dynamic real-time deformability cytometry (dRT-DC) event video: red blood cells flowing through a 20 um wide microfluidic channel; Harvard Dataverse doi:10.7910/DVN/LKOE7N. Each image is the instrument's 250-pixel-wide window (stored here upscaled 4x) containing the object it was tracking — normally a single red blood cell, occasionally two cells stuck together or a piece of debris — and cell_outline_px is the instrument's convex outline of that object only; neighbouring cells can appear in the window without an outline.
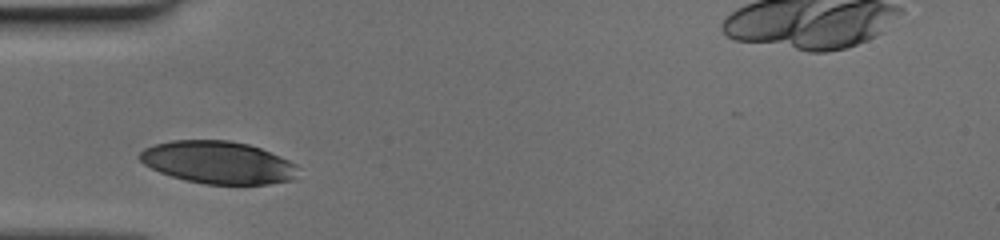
{"species": "human", "species_latin": "Homo sapiens", "temperature_condition": "cold", "stored_images_in_passage": 24, "camera_frame_rate_fps": 3000, "um_per_image_px": 0.085, "donor": {"sex": "female"}, "frame": {"image": 1, "passage_image": 1, "time_ms": 0.0, "image_size_px": [1000, 240], "cell_outline_px": [[296, 164], [292, 180], [268, 184], [204, 184], [184, 180], [160, 172], [144, 164], [136, 156], [144, 148], [156, 144], [172, 140], [228, 140], [248, 144], [260, 148], [280, 156]], "centroid_in_image_um": [18.48, 13.8], "position_along_channel_um": 66.5, "area_um2": 38.96}}
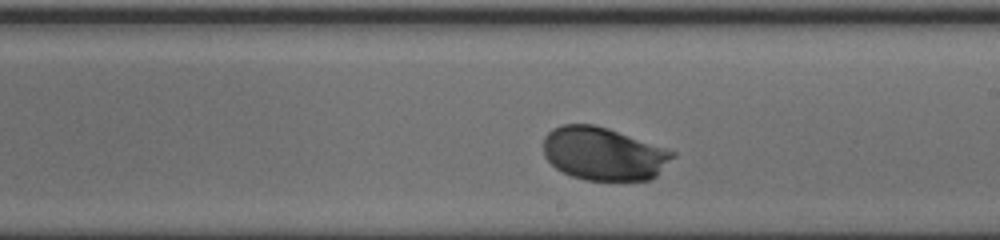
{"frame": {"image": 2, "passage_image": 14, "time_ms": 4.333, "image_size_px": [1000, 240], "cell_outline_px": [[676, 156], [652, 180], [584, 180], [572, 176], [556, 168], [544, 156], [544, 136], [552, 128], [564, 124], [596, 124], [608, 128], [676, 152]], "centroid_in_image_um": [51.31, 13.07], "position_along_channel_um": 237.7, "area_um2": 40.0}}
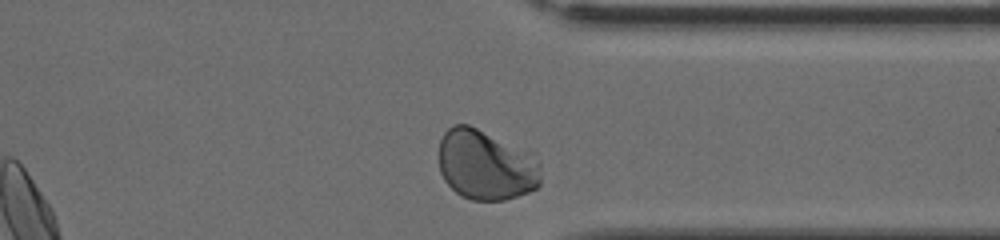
{"frame": {"image": 3, "passage_image": 24, "time_ms": 7.667, "image_size_px": [1000, 240], "cell_outline_px": [[540, 184], [536, 188], [528, 192], [504, 200], [472, 200], [460, 196], [444, 180], [440, 172], [440, 140], [444, 132], [452, 124], [468, 124], [532, 152], [540, 164]], "centroid_in_image_um": [41.31, 14.02], "position_along_channel_um": 370.1, "area_um2": 41.96}}